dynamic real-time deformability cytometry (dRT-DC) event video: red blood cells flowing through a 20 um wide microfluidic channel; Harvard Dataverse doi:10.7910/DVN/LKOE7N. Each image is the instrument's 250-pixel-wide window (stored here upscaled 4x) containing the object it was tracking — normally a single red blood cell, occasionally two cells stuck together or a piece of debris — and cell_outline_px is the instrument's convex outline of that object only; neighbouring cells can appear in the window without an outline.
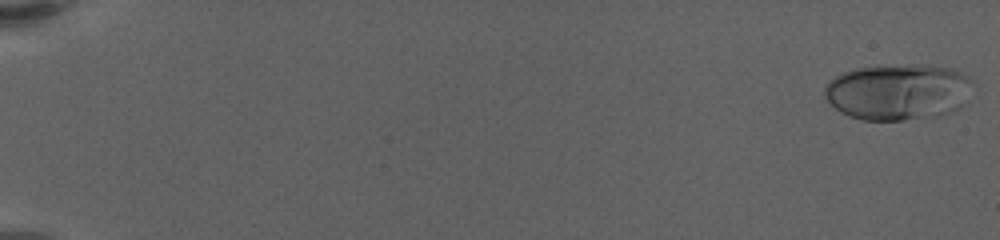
{"species": "human", "species_latin": "Homo sapiens", "temperature_condition": "warm", "stored_images_in_passage": 61, "camera_frame_rate_fps": 3000, "um_per_image_px": 0.085, "donor": {"sex": "female"}, "frame": {"image": 1, "passage_image": 1, "time_ms": 0.0, "image_size_px": [1000, 240], "cell_outline_px": [[968, 80], [960, 108], [952, 112], [940, 116], [904, 120], [864, 120], [848, 116], [840, 112], [824, 96], [824, 88], [828, 80], [844, 72], [856, 68], [912, 64], [924, 64], [952, 68], [968, 76]], "centroid_in_image_um": [76.26, 7.81], "position_along_channel_um": 8.7, "area_um2": 48.09}}
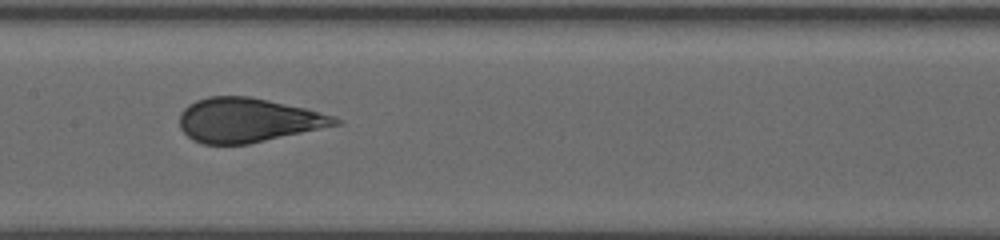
{"frame": {"image": 2, "passage_image": 33, "time_ms": 10.667, "image_size_px": [1000, 240], "cell_outline_px": [[344, 124], [248, 144], [204, 144], [192, 140], [180, 128], [180, 112], [188, 104], [196, 100], [208, 96], [248, 96], [268, 100], [304, 108], [332, 116], [344, 120]], "centroid_in_image_um": [21.07, 10.21], "position_along_channel_um": 186.3, "area_um2": 40.17}}
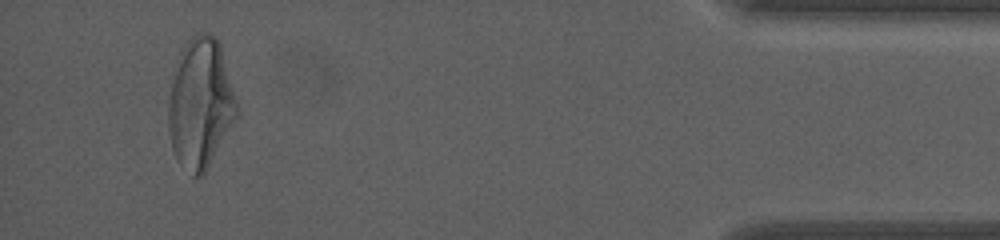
{"frame": {"image": 3, "passage_image": 58, "time_ms": 19.0, "image_size_px": [1000, 240], "cell_outline_px": [[240, 112], [204, 172], [200, 176], [192, 176], [176, 160], [172, 148], [168, 128], [168, 100], [180, 52], [188, 40], [200, 32], [208, 32], [220, 44], [240, 108]], "centroid_in_image_um": [17.05, 8.8], "position_along_channel_um": 418.2, "area_um2": 51.5}, "authors_computed_cell_mechanics": {"area_um2": 43.2344, "velocity_mm_per_s": 3.4695, "shape_relaxation_time_tau1_ms": 6.8511, "shape_relaxation_time_tau2_ms": null, "deformation_change_tau1": 0.2302, "deformation_change_tau2": null}}